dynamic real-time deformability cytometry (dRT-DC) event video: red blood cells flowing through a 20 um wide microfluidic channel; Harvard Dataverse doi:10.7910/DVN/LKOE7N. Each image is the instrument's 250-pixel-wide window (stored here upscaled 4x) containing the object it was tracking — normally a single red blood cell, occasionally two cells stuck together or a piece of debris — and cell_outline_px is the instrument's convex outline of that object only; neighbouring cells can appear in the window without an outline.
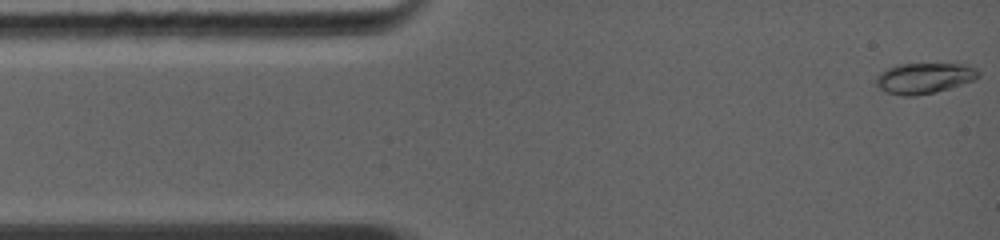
{"species": "common noctule bat (a hibernating species)", "species_latin": "Nyctalus noctula", "temperature_condition": "warm", "stored_images_in_passage": 44, "camera_frame_rate_fps": 5000, "um_per_image_px": 0.085, "animal": {"sex": "female", "body_mass_g": 19.0, "forearm_length_mm": 56.7}, "frame": {"image": 1, "passage_image": 1, "time_ms": 0.0, "image_size_px": [1000, 240], "cell_outline_px": [[980, 76], [972, 80], [936, 92], [916, 96], [904, 96], [888, 92], [876, 88], [872, 80], [880, 72], [896, 64], [964, 64], [976, 68], [980, 72]], "centroid_in_image_um": [78.48, 6.64], "position_along_channel_um": 6.5, "area_um2": 18.44}}
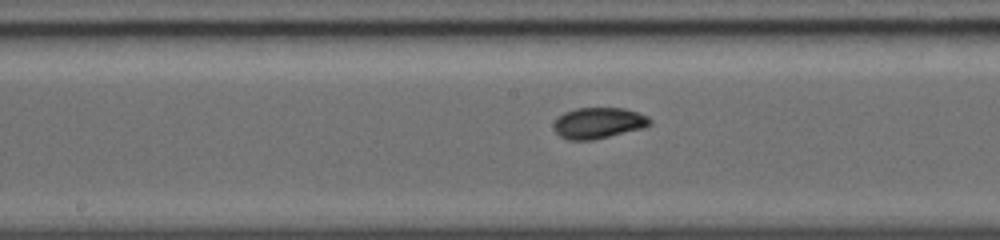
{"frame": {"image": 2, "passage_image": 19, "time_ms": 6.0, "image_size_px": [1000, 240], "cell_outline_px": [[652, 124], [644, 128], [592, 140], [568, 140], [560, 136], [552, 128], [552, 124], [564, 112], [576, 108], [624, 108], [648, 116], [652, 120]], "centroid_in_image_um": [50.87, 10.46], "position_along_channel_um": 197.3, "area_um2": 17.46}}
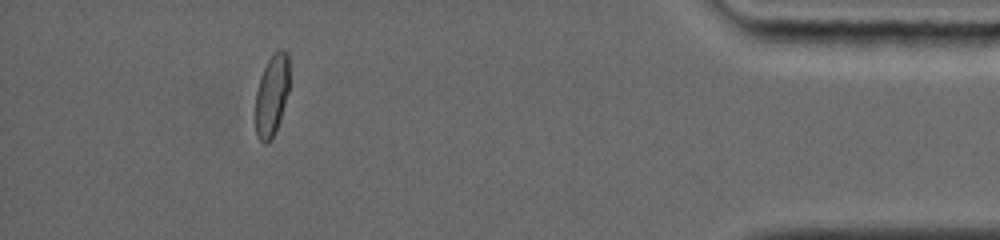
{"frame": {"image": 3, "passage_image": 37, "time_ms": 12.2, "image_size_px": [1000, 240], "cell_outline_px": [[288, 92], [280, 120], [276, 132], [264, 144], [260, 140], [256, 132], [256, 92], [260, 76], [272, 52], [276, 48], [280, 48], [288, 52]], "centroid_in_image_um": [23.1, 8.03], "position_along_channel_um": 412.1, "area_um2": 16.07}}